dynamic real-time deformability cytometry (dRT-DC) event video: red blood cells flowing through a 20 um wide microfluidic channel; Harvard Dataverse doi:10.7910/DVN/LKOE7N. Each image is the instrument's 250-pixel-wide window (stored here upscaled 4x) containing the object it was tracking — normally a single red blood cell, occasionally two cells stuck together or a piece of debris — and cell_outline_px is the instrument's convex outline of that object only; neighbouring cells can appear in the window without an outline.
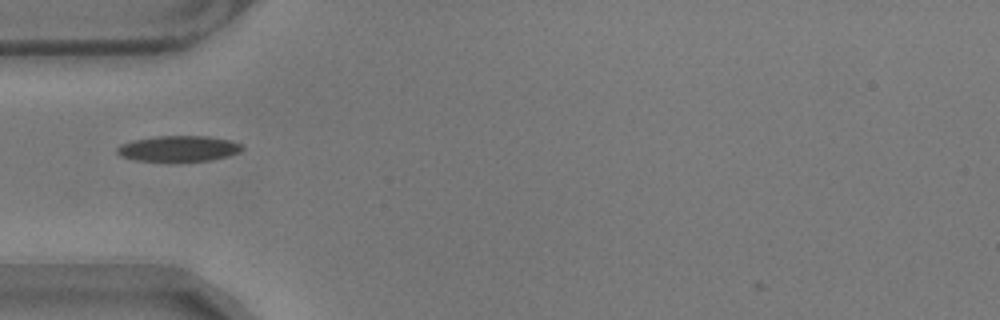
{"species": "common noctule bat (a hibernating species)", "species_latin": "Nyctalus noctula", "temperature_condition": "warm", "stored_images_in_passage": 39, "camera_frame_rate_fps": 3000, "um_per_image_px": 0.085, "animal": {"sex": "male", "body_mass_g": 17.9}, "frame": {"image": 1, "passage_image": 1, "time_ms": 0.0, "image_size_px": [1000, 320], "cell_outline_px": [[244, 148], [240, 152], [228, 156], [208, 160], [136, 160], [120, 156], [116, 152], [116, 148], [120, 144], [132, 140], [156, 136], [208, 136], [232, 140], [240, 144]], "centroid_in_image_um": [15.17, 12.6], "position_along_channel_um": 69.8, "area_um2": 18.55}}
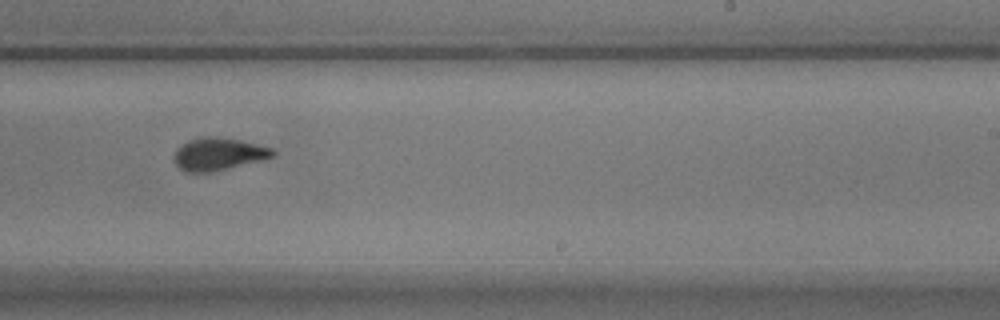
{"frame": {"image": 2, "passage_image": 18, "time_ms": 5.667, "image_size_px": [1000, 320], "cell_outline_px": [[276, 156], [264, 160], [212, 172], [188, 172], [180, 168], [176, 164], [172, 156], [176, 148], [188, 140], [208, 136], [240, 140], [272, 148], [276, 152]], "centroid_in_image_um": [18.58, 13.1], "position_along_channel_um": 270.4, "area_um2": 18.79}}
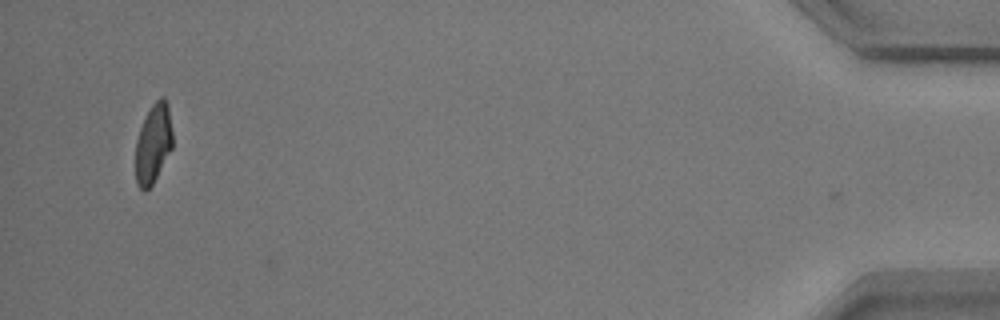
{"frame": {"image": 3, "passage_image": 38, "time_ms": 12.333, "image_size_px": [1000, 320], "cell_outline_px": [[172, 148], [152, 184], [144, 192], [136, 184], [136, 140], [140, 128], [152, 104], [160, 96], [164, 96], [168, 104], [172, 132]], "centroid_in_image_um": [13.03, 12.19], "position_along_channel_um": 422.2, "area_um2": 16.94}, "authors_computed_cell_mechanics": {"area_um2": 18.496, "velocity_mm_per_s": 3.5251, "shape_relaxation_time_tau1_ms": 4.8023, "shape_relaxation_time_tau2_ms": 2.3028, "deformation_change_tau1": 0.1502, "deformation_change_tau2": 0.0717}}